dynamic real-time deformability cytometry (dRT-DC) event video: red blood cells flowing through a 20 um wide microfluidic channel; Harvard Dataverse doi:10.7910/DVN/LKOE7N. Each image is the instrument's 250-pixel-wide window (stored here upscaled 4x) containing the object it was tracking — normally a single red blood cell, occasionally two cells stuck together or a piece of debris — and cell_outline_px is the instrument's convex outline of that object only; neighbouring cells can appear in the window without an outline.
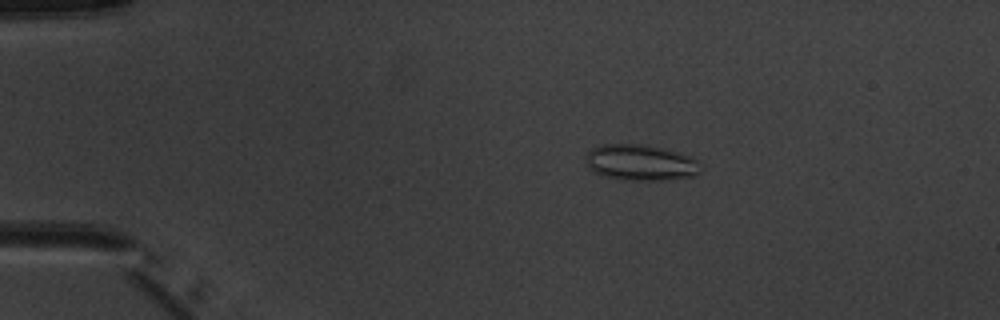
{"species": "common noctule bat (a hibernating species)", "species_latin": "Nyctalus noctula", "temperature_condition": "warm", "stored_images_in_passage": 7, "camera_frame_rate_fps": 3000, "um_per_image_px": 0.085, "animal": {"sex": "male", "body_mass_g": 20.1, "forearm_length_mm": 53.5}, "frame": {"image": 1, "passage_image": 3, "time_ms": 2.333, "image_size_px": [1000, 320], "cell_outline_px": [[704, 164], [700, 172], [696, 176], [668, 180], [620, 180], [604, 176], [588, 168], [588, 152], [592, 148], [600, 144], [640, 144], [660, 148], [692, 156], [700, 160]], "centroid_in_image_um": [54.54, 13.83], "position_along_channel_um": 30.5, "area_um2": 24.33}}
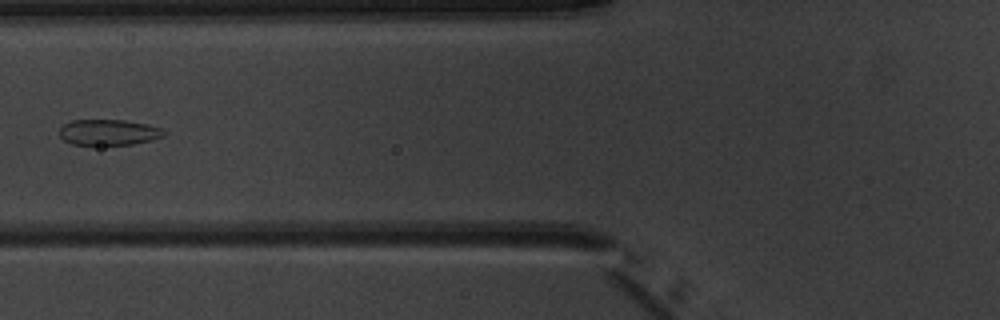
{"frame": {"image": 2, "passage_image": 6, "time_ms": 6.0, "image_size_px": [1000, 320], "cell_outline_px": [[168, 132], [164, 136], [152, 140], [132, 144], [100, 148], [72, 144], [64, 140], [60, 136], [60, 128], [64, 124], [72, 120], [124, 120], [148, 124], [160, 128]], "centroid_in_image_um": [9.23, 11.29], "position_along_channel_um": 116.6, "area_um2": 16.47}}
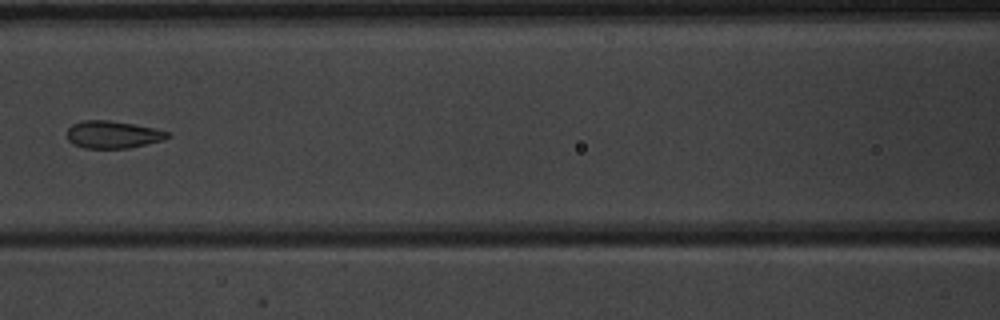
{"frame": {"image": 3, "passage_image": 7, "time_ms": 7.0, "image_size_px": [1000, 320], "cell_outline_px": [[172, 136], [164, 140], [128, 148], [84, 148], [72, 144], [68, 140], [68, 128], [72, 124], [84, 120], [108, 120], [132, 124], [172, 132]], "centroid_in_image_um": [9.61, 11.44], "position_along_channel_um": 157.0, "area_um2": 16.07}}